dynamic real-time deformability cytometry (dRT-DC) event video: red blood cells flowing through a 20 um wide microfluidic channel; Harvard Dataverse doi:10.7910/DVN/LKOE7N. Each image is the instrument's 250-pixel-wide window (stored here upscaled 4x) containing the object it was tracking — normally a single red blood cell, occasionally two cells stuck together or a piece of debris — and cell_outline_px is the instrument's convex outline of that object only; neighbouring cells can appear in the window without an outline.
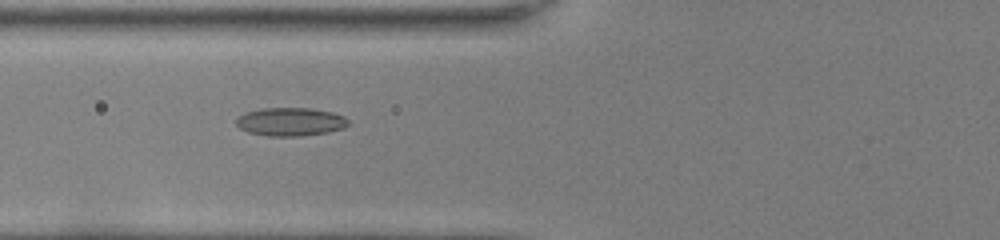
{"species": "common noctule bat (a hibernating species)", "species_latin": "Nyctalus noctula", "temperature_condition": "room temperature", "stored_images_in_passage": 42, "camera_frame_rate_fps": 3000, "um_per_image_px": 0.085, "animal": {"sex": "female", "body_mass_g": 22.0, "forearm_length_mm": 56.7}, "frame": {"image": 1, "passage_image": 12, "time_ms": 3.667, "image_size_px": [1000, 240], "cell_outline_px": [[348, 124], [344, 128], [328, 132], [300, 136], [268, 136], [248, 132], [240, 128], [236, 124], [236, 120], [244, 112], [260, 108], [312, 108], [332, 112], [344, 116], [348, 120]], "centroid_in_image_um": [24.68, 10.34], "position_along_channel_um": 101.1, "area_um2": 18.55}}
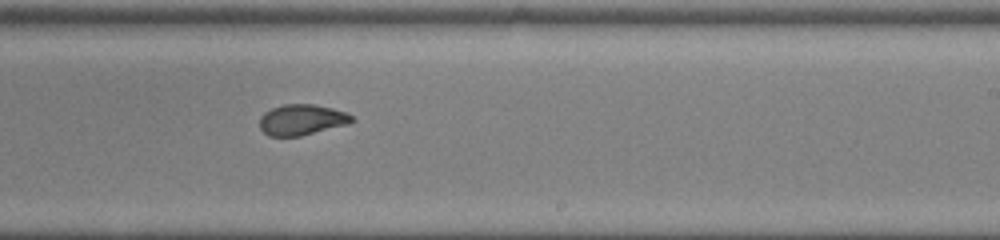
{"frame": {"image": 2, "passage_image": 24, "time_ms": 7.667, "image_size_px": [1000, 240], "cell_outline_px": [[356, 120], [348, 124], [300, 136], [268, 136], [260, 128], [260, 116], [264, 112], [272, 108], [284, 104], [316, 104], [332, 108], [344, 112], [352, 116]], "centroid_in_image_um": [25.64, 10.17], "position_along_channel_um": 263.4, "area_um2": 16.53}}
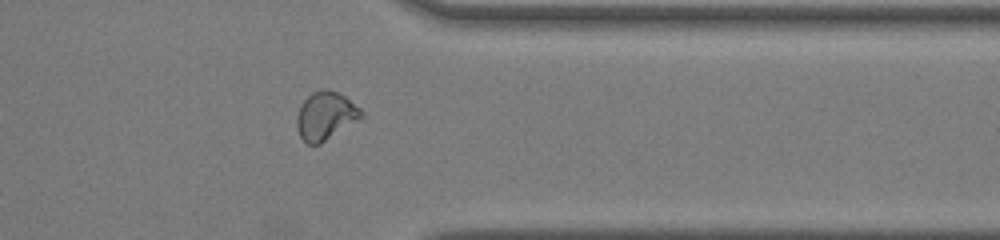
{"frame": {"image": 3, "passage_image": 33, "time_ms": 10.667, "image_size_px": [1000, 240], "cell_outline_px": [[364, 116], [320, 144], [308, 144], [300, 136], [296, 124], [296, 116], [300, 104], [312, 92], [320, 88], [328, 88], [344, 96], [360, 108], [364, 112]], "centroid_in_image_um": [27.65, 9.82], "position_along_channel_um": 383.7, "area_um2": 18.09}, "authors_computed_cell_mechanics": {"area_um2": 17.4556, "velocity_mm_per_s": 4.0675, "shape_relaxation_time_tau1_ms": null, "shape_relaxation_time_tau2_ms": 1.1822, "deformation_change_tau1": null, "deformation_change_tau2": 0.0614}}